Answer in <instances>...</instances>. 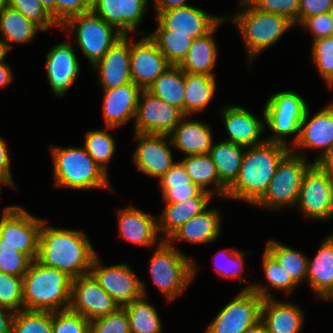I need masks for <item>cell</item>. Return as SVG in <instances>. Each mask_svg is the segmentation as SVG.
Returning <instances> with one entry per match:
<instances>
[{
  "instance_id": "6da1fadb",
  "label": "cell",
  "mask_w": 333,
  "mask_h": 333,
  "mask_svg": "<svg viewBox=\"0 0 333 333\" xmlns=\"http://www.w3.org/2000/svg\"><path fill=\"white\" fill-rule=\"evenodd\" d=\"M46 222L40 230L36 260L72 278L89 274L96 253L87 236L82 231L46 226Z\"/></svg>"
},
{
  "instance_id": "7a4b0ae2",
  "label": "cell",
  "mask_w": 333,
  "mask_h": 333,
  "mask_svg": "<svg viewBox=\"0 0 333 333\" xmlns=\"http://www.w3.org/2000/svg\"><path fill=\"white\" fill-rule=\"evenodd\" d=\"M247 149L238 176L227 188L225 197L256 204L267 192L278 164L291 151V148L265 141Z\"/></svg>"
},
{
  "instance_id": "3957f363",
  "label": "cell",
  "mask_w": 333,
  "mask_h": 333,
  "mask_svg": "<svg viewBox=\"0 0 333 333\" xmlns=\"http://www.w3.org/2000/svg\"><path fill=\"white\" fill-rule=\"evenodd\" d=\"M71 288L72 277L66 272L33 260L23 276L24 310L49 312L67 310L71 303Z\"/></svg>"
},
{
  "instance_id": "277c9868",
  "label": "cell",
  "mask_w": 333,
  "mask_h": 333,
  "mask_svg": "<svg viewBox=\"0 0 333 333\" xmlns=\"http://www.w3.org/2000/svg\"><path fill=\"white\" fill-rule=\"evenodd\" d=\"M55 185L70 189L108 188L107 173L94 161L84 147L51 146Z\"/></svg>"
},
{
  "instance_id": "5b68a950",
  "label": "cell",
  "mask_w": 333,
  "mask_h": 333,
  "mask_svg": "<svg viewBox=\"0 0 333 333\" xmlns=\"http://www.w3.org/2000/svg\"><path fill=\"white\" fill-rule=\"evenodd\" d=\"M240 3L246 8L231 20L243 34L252 64L259 52L274 44L294 23L283 15L260 11L247 0H241Z\"/></svg>"
},
{
  "instance_id": "8992f818",
  "label": "cell",
  "mask_w": 333,
  "mask_h": 333,
  "mask_svg": "<svg viewBox=\"0 0 333 333\" xmlns=\"http://www.w3.org/2000/svg\"><path fill=\"white\" fill-rule=\"evenodd\" d=\"M197 272L192 258L162 240L151 259L150 274L170 302L183 293Z\"/></svg>"
},
{
  "instance_id": "52a82bcc",
  "label": "cell",
  "mask_w": 333,
  "mask_h": 333,
  "mask_svg": "<svg viewBox=\"0 0 333 333\" xmlns=\"http://www.w3.org/2000/svg\"><path fill=\"white\" fill-rule=\"evenodd\" d=\"M261 284L249 285L230 301L208 326L205 333H243L261 319L264 298L271 297Z\"/></svg>"
},
{
  "instance_id": "ba28073f",
  "label": "cell",
  "mask_w": 333,
  "mask_h": 333,
  "mask_svg": "<svg viewBox=\"0 0 333 333\" xmlns=\"http://www.w3.org/2000/svg\"><path fill=\"white\" fill-rule=\"evenodd\" d=\"M313 164H309L302 153L299 155L290 151L278 164L267 192L256 205L267 209L295 206L303 177Z\"/></svg>"
},
{
  "instance_id": "9c48e42d",
  "label": "cell",
  "mask_w": 333,
  "mask_h": 333,
  "mask_svg": "<svg viewBox=\"0 0 333 333\" xmlns=\"http://www.w3.org/2000/svg\"><path fill=\"white\" fill-rule=\"evenodd\" d=\"M60 28L69 33L75 30L78 45L93 66L123 36L92 10L69 18Z\"/></svg>"
},
{
  "instance_id": "30bf717a",
  "label": "cell",
  "mask_w": 333,
  "mask_h": 333,
  "mask_svg": "<svg viewBox=\"0 0 333 333\" xmlns=\"http://www.w3.org/2000/svg\"><path fill=\"white\" fill-rule=\"evenodd\" d=\"M308 108L304 99L292 91H281L272 95L264 107V121L275 132L266 139L288 146L285 141L287 135L296 134L293 143L298 141L300 124Z\"/></svg>"
},
{
  "instance_id": "8fae6325",
  "label": "cell",
  "mask_w": 333,
  "mask_h": 333,
  "mask_svg": "<svg viewBox=\"0 0 333 333\" xmlns=\"http://www.w3.org/2000/svg\"><path fill=\"white\" fill-rule=\"evenodd\" d=\"M43 222L22 207H6L0 219V246L16 247L36 260Z\"/></svg>"
},
{
  "instance_id": "7c38bea8",
  "label": "cell",
  "mask_w": 333,
  "mask_h": 333,
  "mask_svg": "<svg viewBox=\"0 0 333 333\" xmlns=\"http://www.w3.org/2000/svg\"><path fill=\"white\" fill-rule=\"evenodd\" d=\"M296 205L306 217L316 220L331 218L333 216V174L314 163L303 177Z\"/></svg>"
},
{
  "instance_id": "4fadbf2b",
  "label": "cell",
  "mask_w": 333,
  "mask_h": 333,
  "mask_svg": "<svg viewBox=\"0 0 333 333\" xmlns=\"http://www.w3.org/2000/svg\"><path fill=\"white\" fill-rule=\"evenodd\" d=\"M90 274L120 307H124L143 295L147 296L146 283L138 279L127 264L103 267L96 256L92 262Z\"/></svg>"
},
{
  "instance_id": "5bb4252c",
  "label": "cell",
  "mask_w": 333,
  "mask_h": 333,
  "mask_svg": "<svg viewBox=\"0 0 333 333\" xmlns=\"http://www.w3.org/2000/svg\"><path fill=\"white\" fill-rule=\"evenodd\" d=\"M185 114L148 90H142L135 117V133L169 135Z\"/></svg>"
},
{
  "instance_id": "9a60e30c",
  "label": "cell",
  "mask_w": 333,
  "mask_h": 333,
  "mask_svg": "<svg viewBox=\"0 0 333 333\" xmlns=\"http://www.w3.org/2000/svg\"><path fill=\"white\" fill-rule=\"evenodd\" d=\"M120 305L89 273L72 278L70 310L89 321L116 312Z\"/></svg>"
},
{
  "instance_id": "2e32d148",
  "label": "cell",
  "mask_w": 333,
  "mask_h": 333,
  "mask_svg": "<svg viewBox=\"0 0 333 333\" xmlns=\"http://www.w3.org/2000/svg\"><path fill=\"white\" fill-rule=\"evenodd\" d=\"M156 15L158 24L156 30H170L172 34L189 35L193 40L207 35L222 21L228 19L215 17L190 5L156 12Z\"/></svg>"
},
{
  "instance_id": "e0dca14e",
  "label": "cell",
  "mask_w": 333,
  "mask_h": 333,
  "mask_svg": "<svg viewBox=\"0 0 333 333\" xmlns=\"http://www.w3.org/2000/svg\"><path fill=\"white\" fill-rule=\"evenodd\" d=\"M130 64L132 82L142 90H148L172 66L149 35L131 40Z\"/></svg>"
},
{
  "instance_id": "ac0fdd59",
  "label": "cell",
  "mask_w": 333,
  "mask_h": 333,
  "mask_svg": "<svg viewBox=\"0 0 333 333\" xmlns=\"http://www.w3.org/2000/svg\"><path fill=\"white\" fill-rule=\"evenodd\" d=\"M167 138L169 135L135 133V139H138L139 143L133 160L138 170L147 176L160 178L172 167L175 162Z\"/></svg>"
},
{
  "instance_id": "d6986e66",
  "label": "cell",
  "mask_w": 333,
  "mask_h": 333,
  "mask_svg": "<svg viewBox=\"0 0 333 333\" xmlns=\"http://www.w3.org/2000/svg\"><path fill=\"white\" fill-rule=\"evenodd\" d=\"M123 35L105 53L93 68L100 74V84L104 90L118 88L132 82L130 74L131 40Z\"/></svg>"
},
{
  "instance_id": "ffe728a7",
  "label": "cell",
  "mask_w": 333,
  "mask_h": 333,
  "mask_svg": "<svg viewBox=\"0 0 333 333\" xmlns=\"http://www.w3.org/2000/svg\"><path fill=\"white\" fill-rule=\"evenodd\" d=\"M149 0H94L91 10L123 35L135 31Z\"/></svg>"
},
{
  "instance_id": "44dd1931",
  "label": "cell",
  "mask_w": 333,
  "mask_h": 333,
  "mask_svg": "<svg viewBox=\"0 0 333 333\" xmlns=\"http://www.w3.org/2000/svg\"><path fill=\"white\" fill-rule=\"evenodd\" d=\"M46 58V71L51 89L56 96H63L73 85L80 71L73 47L64 41L53 46Z\"/></svg>"
},
{
  "instance_id": "7402d4cb",
  "label": "cell",
  "mask_w": 333,
  "mask_h": 333,
  "mask_svg": "<svg viewBox=\"0 0 333 333\" xmlns=\"http://www.w3.org/2000/svg\"><path fill=\"white\" fill-rule=\"evenodd\" d=\"M308 114L307 108L300 124L298 141L291 147V152L297 153L296 150L303 147L311 149L323 148L320 156L314 160L315 163L333 143V103L324 107L309 121Z\"/></svg>"
},
{
  "instance_id": "603a6c76",
  "label": "cell",
  "mask_w": 333,
  "mask_h": 333,
  "mask_svg": "<svg viewBox=\"0 0 333 333\" xmlns=\"http://www.w3.org/2000/svg\"><path fill=\"white\" fill-rule=\"evenodd\" d=\"M141 92L142 89L134 82L104 90L103 113L107 130L119 128L120 125L136 117Z\"/></svg>"
},
{
  "instance_id": "cb8c5ba5",
  "label": "cell",
  "mask_w": 333,
  "mask_h": 333,
  "mask_svg": "<svg viewBox=\"0 0 333 333\" xmlns=\"http://www.w3.org/2000/svg\"><path fill=\"white\" fill-rule=\"evenodd\" d=\"M225 128L229 134L227 141L244 147L257 146L266 140H259L265 131L262 120L257 119L248 110L240 106H229L221 109Z\"/></svg>"
},
{
  "instance_id": "d4e9b609",
  "label": "cell",
  "mask_w": 333,
  "mask_h": 333,
  "mask_svg": "<svg viewBox=\"0 0 333 333\" xmlns=\"http://www.w3.org/2000/svg\"><path fill=\"white\" fill-rule=\"evenodd\" d=\"M120 236L133 244L152 246L157 242L158 221L149 213L135 207L118 212Z\"/></svg>"
},
{
  "instance_id": "484cf974",
  "label": "cell",
  "mask_w": 333,
  "mask_h": 333,
  "mask_svg": "<svg viewBox=\"0 0 333 333\" xmlns=\"http://www.w3.org/2000/svg\"><path fill=\"white\" fill-rule=\"evenodd\" d=\"M302 310L292 304L264 298L261 305V321L268 333H299L303 325Z\"/></svg>"
},
{
  "instance_id": "4316f807",
  "label": "cell",
  "mask_w": 333,
  "mask_h": 333,
  "mask_svg": "<svg viewBox=\"0 0 333 333\" xmlns=\"http://www.w3.org/2000/svg\"><path fill=\"white\" fill-rule=\"evenodd\" d=\"M169 137L170 143L186 156L207 154L213 144L210 126L197 120L182 119Z\"/></svg>"
},
{
  "instance_id": "83f0119b",
  "label": "cell",
  "mask_w": 333,
  "mask_h": 333,
  "mask_svg": "<svg viewBox=\"0 0 333 333\" xmlns=\"http://www.w3.org/2000/svg\"><path fill=\"white\" fill-rule=\"evenodd\" d=\"M212 194L201 191L196 197L176 203H165L166 206L158 221V231L166 235L167 240L179 227L190 218L202 213L212 198Z\"/></svg>"
},
{
  "instance_id": "f1b7e54d",
  "label": "cell",
  "mask_w": 333,
  "mask_h": 333,
  "mask_svg": "<svg viewBox=\"0 0 333 333\" xmlns=\"http://www.w3.org/2000/svg\"><path fill=\"white\" fill-rule=\"evenodd\" d=\"M310 287L326 299L333 291V234L322 242L313 260L307 261V277Z\"/></svg>"
},
{
  "instance_id": "f546056e",
  "label": "cell",
  "mask_w": 333,
  "mask_h": 333,
  "mask_svg": "<svg viewBox=\"0 0 333 333\" xmlns=\"http://www.w3.org/2000/svg\"><path fill=\"white\" fill-rule=\"evenodd\" d=\"M220 221L217 210H204L179 227L167 241L170 244H173L174 240L183 239L192 243H211L219 237Z\"/></svg>"
},
{
  "instance_id": "4dcf8cb0",
  "label": "cell",
  "mask_w": 333,
  "mask_h": 333,
  "mask_svg": "<svg viewBox=\"0 0 333 333\" xmlns=\"http://www.w3.org/2000/svg\"><path fill=\"white\" fill-rule=\"evenodd\" d=\"M217 26L207 35L194 39L183 61L178 65L184 72L213 76L212 68L217 58L213 39Z\"/></svg>"
},
{
  "instance_id": "1f68e13d",
  "label": "cell",
  "mask_w": 333,
  "mask_h": 333,
  "mask_svg": "<svg viewBox=\"0 0 333 333\" xmlns=\"http://www.w3.org/2000/svg\"><path fill=\"white\" fill-rule=\"evenodd\" d=\"M246 147L224 140L212 144L210 156L216 166L219 180L228 188L237 178Z\"/></svg>"
},
{
  "instance_id": "d6a6232c",
  "label": "cell",
  "mask_w": 333,
  "mask_h": 333,
  "mask_svg": "<svg viewBox=\"0 0 333 333\" xmlns=\"http://www.w3.org/2000/svg\"><path fill=\"white\" fill-rule=\"evenodd\" d=\"M191 178L192 183L212 195L226 196L227 187L219 180L217 169L209 153L189 155L181 161ZM208 184H214L216 189H206ZM217 190V191H216Z\"/></svg>"
},
{
  "instance_id": "836d02e7",
  "label": "cell",
  "mask_w": 333,
  "mask_h": 333,
  "mask_svg": "<svg viewBox=\"0 0 333 333\" xmlns=\"http://www.w3.org/2000/svg\"><path fill=\"white\" fill-rule=\"evenodd\" d=\"M215 88L214 76L185 72V116L203 111L214 96Z\"/></svg>"
},
{
  "instance_id": "e575fe53",
  "label": "cell",
  "mask_w": 333,
  "mask_h": 333,
  "mask_svg": "<svg viewBox=\"0 0 333 333\" xmlns=\"http://www.w3.org/2000/svg\"><path fill=\"white\" fill-rule=\"evenodd\" d=\"M148 91L184 113L185 72L179 66L167 69Z\"/></svg>"
},
{
  "instance_id": "d590c367",
  "label": "cell",
  "mask_w": 333,
  "mask_h": 333,
  "mask_svg": "<svg viewBox=\"0 0 333 333\" xmlns=\"http://www.w3.org/2000/svg\"><path fill=\"white\" fill-rule=\"evenodd\" d=\"M0 29L4 42L9 50L13 47L8 42L27 43L31 42L37 33V30H42L33 21L27 19L21 12H18L10 7L0 11Z\"/></svg>"
},
{
  "instance_id": "8d00e7d4",
  "label": "cell",
  "mask_w": 333,
  "mask_h": 333,
  "mask_svg": "<svg viewBox=\"0 0 333 333\" xmlns=\"http://www.w3.org/2000/svg\"><path fill=\"white\" fill-rule=\"evenodd\" d=\"M145 299L143 295L123 307L128 315L130 333H161L158 313Z\"/></svg>"
},
{
  "instance_id": "74e56055",
  "label": "cell",
  "mask_w": 333,
  "mask_h": 333,
  "mask_svg": "<svg viewBox=\"0 0 333 333\" xmlns=\"http://www.w3.org/2000/svg\"><path fill=\"white\" fill-rule=\"evenodd\" d=\"M265 250L285 269L287 274H290L297 285L306 279L308 261L306 256L274 240L268 241Z\"/></svg>"
},
{
  "instance_id": "f35d334b",
  "label": "cell",
  "mask_w": 333,
  "mask_h": 333,
  "mask_svg": "<svg viewBox=\"0 0 333 333\" xmlns=\"http://www.w3.org/2000/svg\"><path fill=\"white\" fill-rule=\"evenodd\" d=\"M167 61L178 66L187 55L193 39L189 35L172 34L170 30H156L149 34Z\"/></svg>"
},
{
  "instance_id": "ab89813d",
  "label": "cell",
  "mask_w": 333,
  "mask_h": 333,
  "mask_svg": "<svg viewBox=\"0 0 333 333\" xmlns=\"http://www.w3.org/2000/svg\"><path fill=\"white\" fill-rule=\"evenodd\" d=\"M115 141L104 130L88 131L84 148L94 161L107 173V163L115 153Z\"/></svg>"
},
{
  "instance_id": "60d3db41",
  "label": "cell",
  "mask_w": 333,
  "mask_h": 333,
  "mask_svg": "<svg viewBox=\"0 0 333 333\" xmlns=\"http://www.w3.org/2000/svg\"><path fill=\"white\" fill-rule=\"evenodd\" d=\"M12 333H53L52 312L30 310L15 312Z\"/></svg>"
},
{
  "instance_id": "b9f144b4",
  "label": "cell",
  "mask_w": 333,
  "mask_h": 333,
  "mask_svg": "<svg viewBox=\"0 0 333 333\" xmlns=\"http://www.w3.org/2000/svg\"><path fill=\"white\" fill-rule=\"evenodd\" d=\"M312 59L329 87H333V36L313 40Z\"/></svg>"
},
{
  "instance_id": "7bdbcfd3",
  "label": "cell",
  "mask_w": 333,
  "mask_h": 333,
  "mask_svg": "<svg viewBox=\"0 0 333 333\" xmlns=\"http://www.w3.org/2000/svg\"><path fill=\"white\" fill-rule=\"evenodd\" d=\"M23 277L0 272V304L13 312L24 310Z\"/></svg>"
},
{
  "instance_id": "ee69618b",
  "label": "cell",
  "mask_w": 333,
  "mask_h": 333,
  "mask_svg": "<svg viewBox=\"0 0 333 333\" xmlns=\"http://www.w3.org/2000/svg\"><path fill=\"white\" fill-rule=\"evenodd\" d=\"M9 7L21 12L27 19L37 24L42 31L48 30L50 26L60 28L39 0H10Z\"/></svg>"
},
{
  "instance_id": "f6af8a7d",
  "label": "cell",
  "mask_w": 333,
  "mask_h": 333,
  "mask_svg": "<svg viewBox=\"0 0 333 333\" xmlns=\"http://www.w3.org/2000/svg\"><path fill=\"white\" fill-rule=\"evenodd\" d=\"M53 333H90V321L70 309L52 312Z\"/></svg>"
},
{
  "instance_id": "bcb514c9",
  "label": "cell",
  "mask_w": 333,
  "mask_h": 333,
  "mask_svg": "<svg viewBox=\"0 0 333 333\" xmlns=\"http://www.w3.org/2000/svg\"><path fill=\"white\" fill-rule=\"evenodd\" d=\"M32 259L16 247L0 246V272L23 277Z\"/></svg>"
},
{
  "instance_id": "7dc6e473",
  "label": "cell",
  "mask_w": 333,
  "mask_h": 333,
  "mask_svg": "<svg viewBox=\"0 0 333 333\" xmlns=\"http://www.w3.org/2000/svg\"><path fill=\"white\" fill-rule=\"evenodd\" d=\"M263 270L270 287L290 293L296 287L290 274L266 251L263 253Z\"/></svg>"
},
{
  "instance_id": "c3c4849f",
  "label": "cell",
  "mask_w": 333,
  "mask_h": 333,
  "mask_svg": "<svg viewBox=\"0 0 333 333\" xmlns=\"http://www.w3.org/2000/svg\"><path fill=\"white\" fill-rule=\"evenodd\" d=\"M90 333H130L126 310L120 307L114 313L91 320Z\"/></svg>"
},
{
  "instance_id": "681fc988",
  "label": "cell",
  "mask_w": 333,
  "mask_h": 333,
  "mask_svg": "<svg viewBox=\"0 0 333 333\" xmlns=\"http://www.w3.org/2000/svg\"><path fill=\"white\" fill-rule=\"evenodd\" d=\"M254 8L287 17L298 24L299 0H247Z\"/></svg>"
},
{
  "instance_id": "f907efd6",
  "label": "cell",
  "mask_w": 333,
  "mask_h": 333,
  "mask_svg": "<svg viewBox=\"0 0 333 333\" xmlns=\"http://www.w3.org/2000/svg\"><path fill=\"white\" fill-rule=\"evenodd\" d=\"M220 255L224 256V259L226 261H222L224 262V264H220L218 263L219 261H216L215 264V270L217 271V273H219L220 275L224 276L226 279L228 278H236L238 277L239 279V284L242 283V275L241 272L244 270L243 268V257L246 255L245 251H236V250H231L226 249L225 251L222 250L220 251ZM223 254V255H222ZM219 255V253H218ZM220 256H217V258ZM226 262V263H225ZM226 264V265H225Z\"/></svg>"
},
{
  "instance_id": "816d5d0a",
  "label": "cell",
  "mask_w": 333,
  "mask_h": 333,
  "mask_svg": "<svg viewBox=\"0 0 333 333\" xmlns=\"http://www.w3.org/2000/svg\"><path fill=\"white\" fill-rule=\"evenodd\" d=\"M94 0H55V22L62 26L69 18L91 10Z\"/></svg>"
},
{
  "instance_id": "f5cc1de1",
  "label": "cell",
  "mask_w": 333,
  "mask_h": 333,
  "mask_svg": "<svg viewBox=\"0 0 333 333\" xmlns=\"http://www.w3.org/2000/svg\"><path fill=\"white\" fill-rule=\"evenodd\" d=\"M300 25L311 30L314 35V39L333 36V18L331 13H323L314 15L304 19Z\"/></svg>"
},
{
  "instance_id": "db71d44e",
  "label": "cell",
  "mask_w": 333,
  "mask_h": 333,
  "mask_svg": "<svg viewBox=\"0 0 333 333\" xmlns=\"http://www.w3.org/2000/svg\"><path fill=\"white\" fill-rule=\"evenodd\" d=\"M159 179L162 193L173 186L188 185L192 183L191 178L181 161L178 163L175 162Z\"/></svg>"
},
{
  "instance_id": "11a10c76",
  "label": "cell",
  "mask_w": 333,
  "mask_h": 333,
  "mask_svg": "<svg viewBox=\"0 0 333 333\" xmlns=\"http://www.w3.org/2000/svg\"><path fill=\"white\" fill-rule=\"evenodd\" d=\"M333 9V0H299L298 23L304 19Z\"/></svg>"
},
{
  "instance_id": "9f6ffc18",
  "label": "cell",
  "mask_w": 333,
  "mask_h": 333,
  "mask_svg": "<svg viewBox=\"0 0 333 333\" xmlns=\"http://www.w3.org/2000/svg\"><path fill=\"white\" fill-rule=\"evenodd\" d=\"M202 191L194 183L188 185L173 186L163 193V200L166 203H176L196 197Z\"/></svg>"
},
{
  "instance_id": "6f0895ef",
  "label": "cell",
  "mask_w": 333,
  "mask_h": 333,
  "mask_svg": "<svg viewBox=\"0 0 333 333\" xmlns=\"http://www.w3.org/2000/svg\"><path fill=\"white\" fill-rule=\"evenodd\" d=\"M10 173V158L5 141L0 137V184L14 186Z\"/></svg>"
},
{
  "instance_id": "680465c9",
  "label": "cell",
  "mask_w": 333,
  "mask_h": 333,
  "mask_svg": "<svg viewBox=\"0 0 333 333\" xmlns=\"http://www.w3.org/2000/svg\"><path fill=\"white\" fill-rule=\"evenodd\" d=\"M15 312L0 304V333H12Z\"/></svg>"
},
{
  "instance_id": "91938a15",
  "label": "cell",
  "mask_w": 333,
  "mask_h": 333,
  "mask_svg": "<svg viewBox=\"0 0 333 333\" xmlns=\"http://www.w3.org/2000/svg\"><path fill=\"white\" fill-rule=\"evenodd\" d=\"M187 0H155L156 12L173 10L180 7L187 6Z\"/></svg>"
},
{
  "instance_id": "94428289",
  "label": "cell",
  "mask_w": 333,
  "mask_h": 333,
  "mask_svg": "<svg viewBox=\"0 0 333 333\" xmlns=\"http://www.w3.org/2000/svg\"><path fill=\"white\" fill-rule=\"evenodd\" d=\"M315 164L326 171L333 174V143L329 146L327 151L315 162Z\"/></svg>"
},
{
  "instance_id": "6125c7cd",
  "label": "cell",
  "mask_w": 333,
  "mask_h": 333,
  "mask_svg": "<svg viewBox=\"0 0 333 333\" xmlns=\"http://www.w3.org/2000/svg\"><path fill=\"white\" fill-rule=\"evenodd\" d=\"M11 69L5 62L0 63V87L8 85L13 79Z\"/></svg>"
},
{
  "instance_id": "be15d7a7",
  "label": "cell",
  "mask_w": 333,
  "mask_h": 333,
  "mask_svg": "<svg viewBox=\"0 0 333 333\" xmlns=\"http://www.w3.org/2000/svg\"><path fill=\"white\" fill-rule=\"evenodd\" d=\"M243 333H268V331L265 324L261 320H259L255 325L249 327Z\"/></svg>"
},
{
  "instance_id": "e7e4bbea",
  "label": "cell",
  "mask_w": 333,
  "mask_h": 333,
  "mask_svg": "<svg viewBox=\"0 0 333 333\" xmlns=\"http://www.w3.org/2000/svg\"><path fill=\"white\" fill-rule=\"evenodd\" d=\"M47 12L55 20V0H39Z\"/></svg>"
},
{
  "instance_id": "03108f58",
  "label": "cell",
  "mask_w": 333,
  "mask_h": 333,
  "mask_svg": "<svg viewBox=\"0 0 333 333\" xmlns=\"http://www.w3.org/2000/svg\"><path fill=\"white\" fill-rule=\"evenodd\" d=\"M9 52V48L7 47L4 40H0V63L3 62L6 57V54Z\"/></svg>"
},
{
  "instance_id": "003e7915",
  "label": "cell",
  "mask_w": 333,
  "mask_h": 333,
  "mask_svg": "<svg viewBox=\"0 0 333 333\" xmlns=\"http://www.w3.org/2000/svg\"><path fill=\"white\" fill-rule=\"evenodd\" d=\"M10 0H0V11H2L4 8L9 7Z\"/></svg>"
},
{
  "instance_id": "a7ac6f4b",
  "label": "cell",
  "mask_w": 333,
  "mask_h": 333,
  "mask_svg": "<svg viewBox=\"0 0 333 333\" xmlns=\"http://www.w3.org/2000/svg\"><path fill=\"white\" fill-rule=\"evenodd\" d=\"M331 299H333V291L325 300H331Z\"/></svg>"
},
{
  "instance_id": "89a4df30",
  "label": "cell",
  "mask_w": 333,
  "mask_h": 333,
  "mask_svg": "<svg viewBox=\"0 0 333 333\" xmlns=\"http://www.w3.org/2000/svg\"><path fill=\"white\" fill-rule=\"evenodd\" d=\"M331 15H332V18H333V9L330 11Z\"/></svg>"
}]
</instances>
